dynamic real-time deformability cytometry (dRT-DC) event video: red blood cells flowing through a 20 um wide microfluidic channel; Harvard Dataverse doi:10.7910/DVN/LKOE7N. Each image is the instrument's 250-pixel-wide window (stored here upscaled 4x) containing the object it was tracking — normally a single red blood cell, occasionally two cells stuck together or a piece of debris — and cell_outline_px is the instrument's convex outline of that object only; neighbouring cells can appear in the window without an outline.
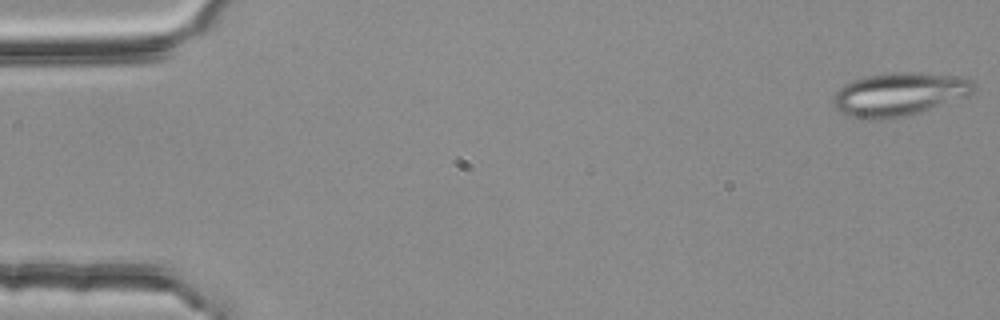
{"species": "common noctule bat (a hibernating species)", "species_latin": "Nyctalus noctula", "temperature_condition": "room temperature", "stored_images_in_passage": 54, "segment_of_instrument_passage": [1, 2], "camera_frame_rate_fps": 3000, "um_per_image_px": 0.085, "animal": {"sex": "female", "body_mass_g": 25.1}, "frame": {"image": 1, "passage_image": 1, "time_ms": 0.0, "image_size_px": [1000, 320], "cell_outline_px": [[980, 88], [968, 96], [920, 112], [888, 120], [872, 120], [852, 116], [840, 112], [832, 104], [832, 100], [836, 92], [844, 84], [852, 80], [864, 76], [896, 72], [920, 72], [964, 76], [972, 80]], "centroid_in_image_um": [76.49, 8.0], "position_along_channel_um": 8.5, "area_um2": 36.07}}
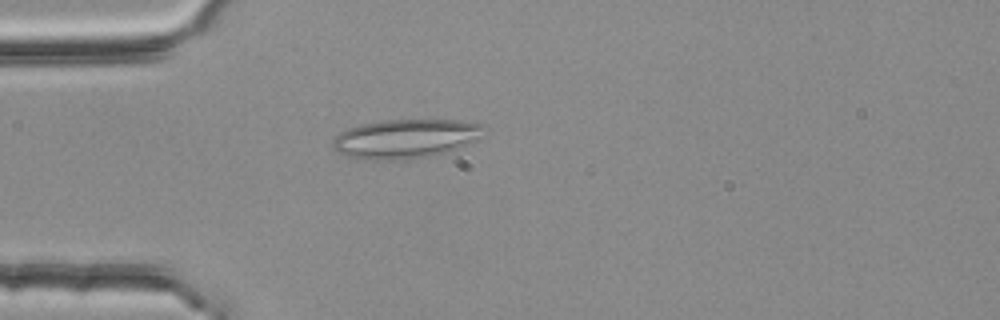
{"frame": {"image": 2, "passage_image": 15, "time_ms": 4.667, "image_size_px": [1000, 320], "cell_outline_px": [[488, 128], [472, 140], [448, 152], [432, 156], [396, 160], [388, 160], [348, 156], [336, 152], [332, 148], [332, 140], [340, 132], [348, 128], [360, 124], [384, 120], [460, 120], [484, 124]], "centroid_in_image_um": [34.44, 11.77], "position_along_channel_um": 50.6, "area_um2": 34.16}}